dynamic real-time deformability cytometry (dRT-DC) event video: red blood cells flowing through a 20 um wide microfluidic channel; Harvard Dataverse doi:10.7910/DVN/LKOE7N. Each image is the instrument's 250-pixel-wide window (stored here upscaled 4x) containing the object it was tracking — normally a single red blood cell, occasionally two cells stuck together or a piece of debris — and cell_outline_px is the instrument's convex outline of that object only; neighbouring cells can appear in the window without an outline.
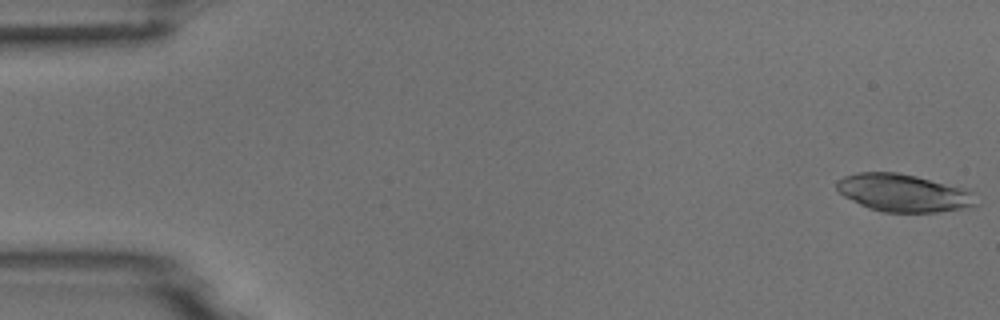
{"species": "common noctule bat (a hibernating species)", "species_latin": "Nyctalus noctula", "temperature_condition": "room temperature", "stored_images_in_passage": 49, "camera_frame_rate_fps": 3000, "um_per_image_px": 0.085, "animal": {"sex": "male", "body_mass_g": 18.8}, "frame": {"image": 1, "passage_image": 1, "time_ms": 0.0, "image_size_px": [1000, 320], "cell_outline_px": [[980, 204], [976, 208], [936, 212], [884, 212], [868, 208], [844, 196], [836, 188], [836, 180], [844, 176], [856, 172], [896, 172], [916, 176], [968, 188], [976, 192]], "centroid_in_image_um": [76.92, 16.4], "position_along_channel_um": 8.1, "area_um2": 31.39}}